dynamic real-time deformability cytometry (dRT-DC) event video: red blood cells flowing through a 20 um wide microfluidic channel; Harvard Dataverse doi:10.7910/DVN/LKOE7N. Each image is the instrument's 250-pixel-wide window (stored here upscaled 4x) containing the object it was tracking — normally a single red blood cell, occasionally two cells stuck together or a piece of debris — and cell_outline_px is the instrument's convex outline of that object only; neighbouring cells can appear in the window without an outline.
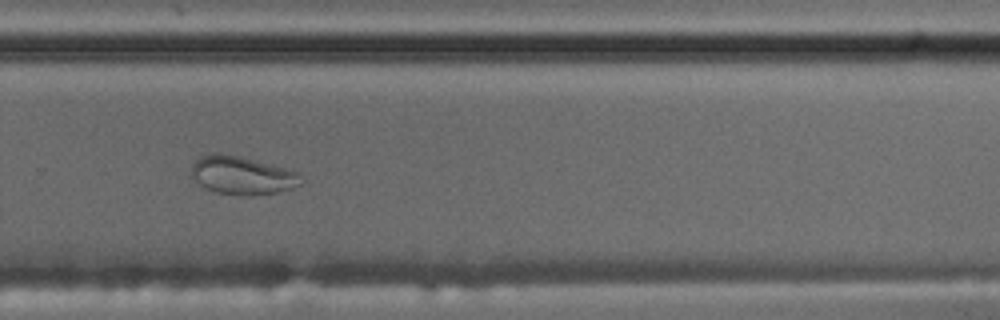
{"species": "common noctule bat (a hibernating species)", "species_latin": "Nyctalus noctula", "temperature_condition": "cold", "stored_images_in_passage": 38, "camera_frame_rate_fps": 3000, "um_per_image_px": 0.085, "animal": {"sex": "male", "body_mass_g": 17.5, "forearm_length_mm": 52.3}, "frame": {"image": 1, "passage_image": 27, "time_ms": 8.667, "image_size_px": [1000, 320], "cell_outline_px": [[304, 180], [300, 184], [292, 188], [276, 192], [252, 196], [236, 196], [216, 192], [204, 188], [192, 176], [192, 164], [200, 156], [212, 152], [220, 152], [240, 156], [272, 164], [296, 172]], "centroid_in_image_um": [20.56, 14.9], "position_along_channel_um": 309.2, "area_um2": 24.62}}